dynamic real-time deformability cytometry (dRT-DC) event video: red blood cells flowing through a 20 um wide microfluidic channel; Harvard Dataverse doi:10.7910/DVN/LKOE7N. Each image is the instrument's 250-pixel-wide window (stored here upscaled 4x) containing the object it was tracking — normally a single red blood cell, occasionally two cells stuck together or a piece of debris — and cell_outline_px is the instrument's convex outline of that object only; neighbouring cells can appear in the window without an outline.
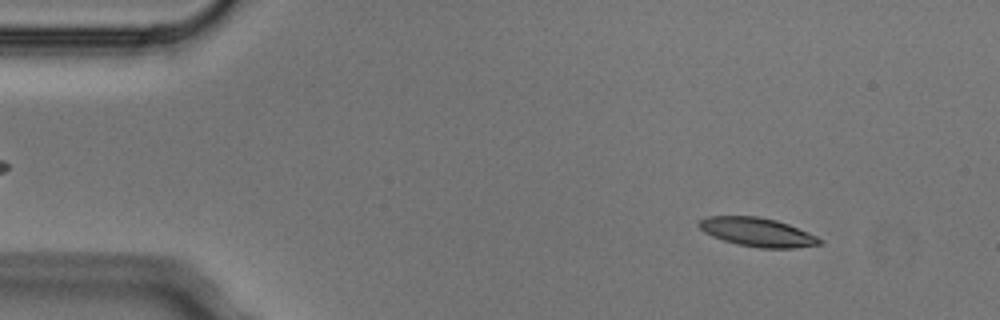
{"species": "Egyptian fruit bat (a non-hibernating species)", "species_latin": "Rousettus aegyptiacus", "temperature_condition": "cold", "stored_images_in_passage": 5, "camera_frame_rate_fps": 3000, "um_per_image_px": 0.085, "animal": {"sex": "male"}, "frame": {"image": 1, "passage_image": 1, "time_ms": 0.0, "image_size_px": [1000, 320], "cell_outline_px": [[824, 244], [792, 248], [760, 248], [736, 244], [712, 236], [704, 232], [696, 224], [700, 220], [708, 216], [756, 216], [776, 220], [788, 224], [808, 232], [824, 240]], "centroid_in_image_um": [64.39, 19.73], "position_along_channel_um": 20.6, "area_um2": 20.29}}
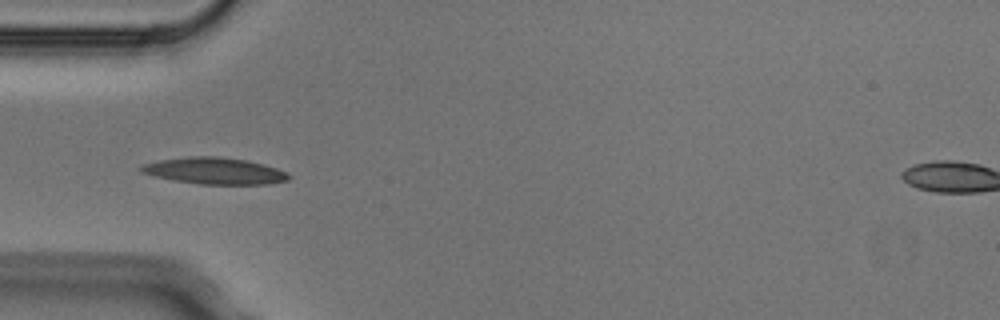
{"frame": {"image": 2, "passage_image": 3, "time_ms": 0.667, "image_size_px": [1000, 320], "cell_outline_px": [[292, 176], [288, 180], [268, 184], [200, 184], [172, 180], [140, 172], [136, 168], [144, 164], [160, 160], [188, 156], [216, 156], [248, 160], [264, 164], [288, 172]], "centroid_in_image_um": [18.25, 14.52], "position_along_channel_um": 66.7, "area_um2": 23.0}}
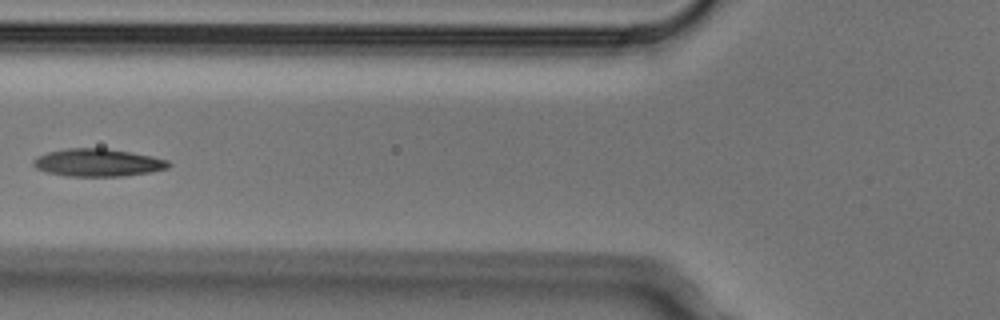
{"frame": {"image": 3, "passage_image": 4, "time_ms": 1.0, "image_size_px": [1000, 320], "cell_outline_px": [[172, 164], [168, 168], [148, 172], [120, 176], [68, 176], [48, 172], [36, 168], [32, 164], [32, 160], [36, 156], [48, 152], [68, 148], [104, 148], [152, 156], [168, 160]], "centroid_in_image_um": [8.29, 13.82], "position_along_channel_um": 117.5, "area_um2": 21.62}}